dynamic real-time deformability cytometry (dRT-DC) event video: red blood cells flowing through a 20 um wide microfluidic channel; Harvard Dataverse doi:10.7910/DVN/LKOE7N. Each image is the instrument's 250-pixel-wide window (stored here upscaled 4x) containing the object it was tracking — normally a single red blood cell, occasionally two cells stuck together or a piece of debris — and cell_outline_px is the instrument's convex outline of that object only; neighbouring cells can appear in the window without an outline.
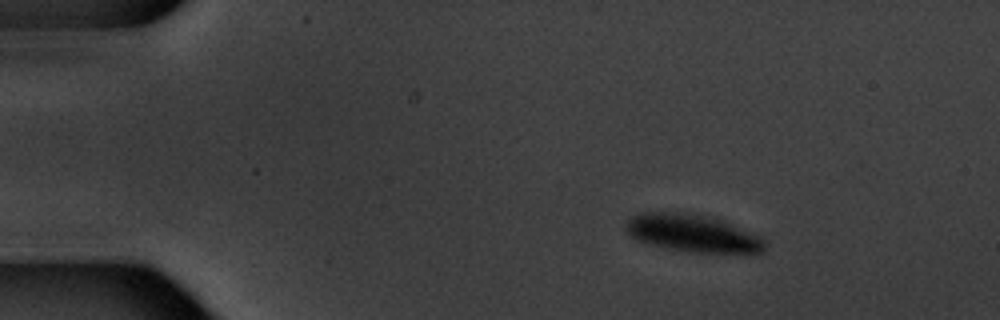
{"species": "common noctule bat (a hibernating species)", "species_latin": "Nyctalus noctula", "temperature_condition": "warm", "stored_images_in_passage": 8, "camera_frame_rate_fps": 3000, "um_per_image_px": 0.085, "animal": {"sex": "male", "body_mass_g": 20.1, "forearm_length_mm": 53.5}, "frame": {"image": 1, "passage_image": 2, "time_ms": 1.0, "image_size_px": [1000, 320], "cell_outline_px": [[764, 252], [692, 252], [668, 248], [636, 240], [624, 228], [628, 220], [632, 216], [640, 212], [684, 212], [712, 216], [724, 220], [764, 236]], "centroid_in_image_um": [58.9, 19.79], "position_along_channel_um": 26.1, "area_um2": 30.52}}
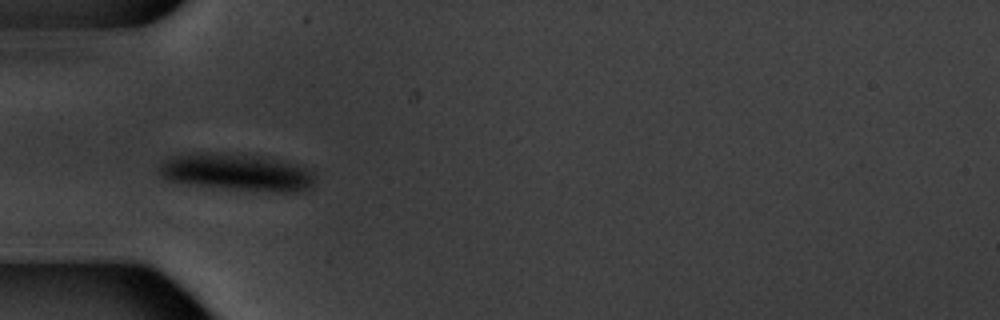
{"frame": {"image": 2, "passage_image": 4, "time_ms": 4.333, "image_size_px": [1000, 320], "cell_outline_px": [[316, 184], [312, 188], [300, 192], [276, 192], [228, 188], [188, 184], [164, 180], [156, 168], [164, 160], [176, 156], [196, 152], [212, 152], [260, 156], [296, 164], [312, 168], [316, 176]], "centroid_in_image_um": [20.19, 14.65], "position_along_channel_um": 64.8, "area_um2": 34.22}}